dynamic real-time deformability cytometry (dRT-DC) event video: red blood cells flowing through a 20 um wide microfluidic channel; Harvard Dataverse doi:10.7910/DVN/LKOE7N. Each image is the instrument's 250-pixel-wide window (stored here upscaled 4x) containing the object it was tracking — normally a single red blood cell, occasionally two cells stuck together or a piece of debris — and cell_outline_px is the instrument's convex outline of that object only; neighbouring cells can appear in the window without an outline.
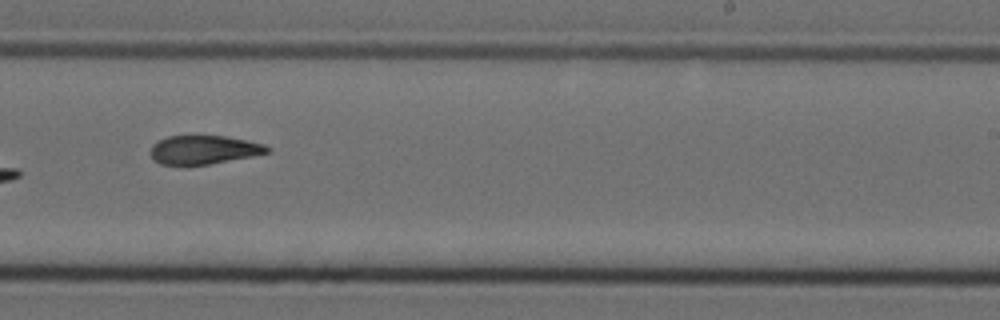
{"species": "Egyptian fruit bat (a non-hibernating species)", "species_latin": "Rousettus aegyptiacus", "temperature_condition": "cold", "stored_images_in_passage": 9, "camera_frame_rate_fps": 3000, "um_per_image_px": 0.085, "animal": {"sex": "female"}, "frame": {"image": 1, "passage_image": 8, "time_ms": 2.333, "image_size_px": [1000, 320], "cell_outline_px": [[272, 152], [252, 156], [208, 164], [160, 164], [152, 156], [152, 144], [168, 136], [224, 136], [248, 140], [264, 144], [272, 148]], "centroid_in_image_um": [17.4, 12.72], "position_along_channel_um": 271.6, "area_um2": 19.25}}
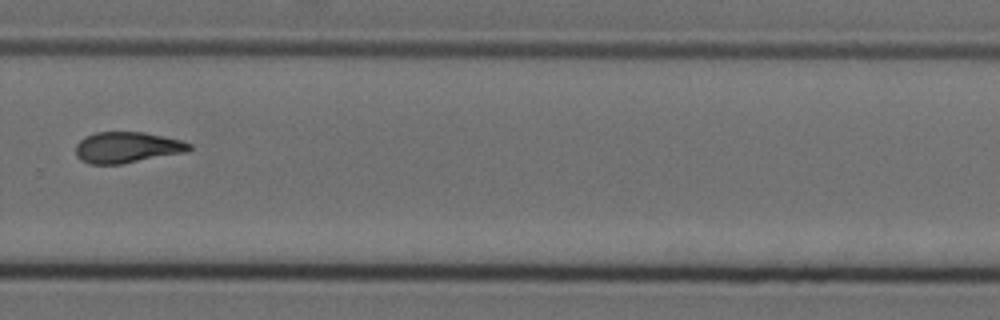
{"frame": {"image": 2, "passage_image": 9, "time_ms": 2.667, "image_size_px": [1000, 320], "cell_outline_px": [[192, 148], [184, 152], [120, 164], [88, 164], [80, 160], [76, 156], [76, 144], [84, 136], [96, 132], [144, 132], [180, 140], [192, 144]], "centroid_in_image_um": [10.74, 12.53], "position_along_channel_um": 319.1, "area_um2": 20.4}}